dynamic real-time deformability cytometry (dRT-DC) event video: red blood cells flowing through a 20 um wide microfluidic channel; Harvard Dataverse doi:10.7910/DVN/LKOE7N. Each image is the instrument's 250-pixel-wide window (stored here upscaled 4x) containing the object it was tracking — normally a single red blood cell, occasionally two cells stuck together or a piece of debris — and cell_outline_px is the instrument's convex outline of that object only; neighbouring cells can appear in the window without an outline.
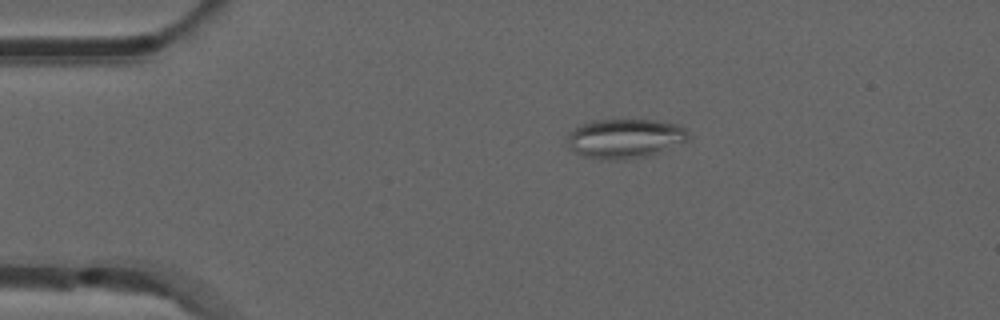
{"species": "common noctule bat (a hibernating species)", "species_latin": "Nyctalus noctula", "temperature_condition": "room temperature", "stored_images_in_passage": 43, "camera_frame_rate_fps": 3000, "um_per_image_px": 0.085, "animal": {"sex": "male", "forearm_length_mm": 52.5}, "frame": {"image": 1, "passage_image": 1, "time_ms": 0.0, "image_size_px": [1000, 320], "cell_outline_px": [[692, 136], [688, 140], [648, 156], [620, 160], [600, 160], [584, 156], [568, 148], [568, 132], [592, 120], [656, 120], [676, 124], [684, 128]], "centroid_in_image_um": [53.12, 11.78], "position_along_channel_um": 31.9, "area_um2": 27.8}}
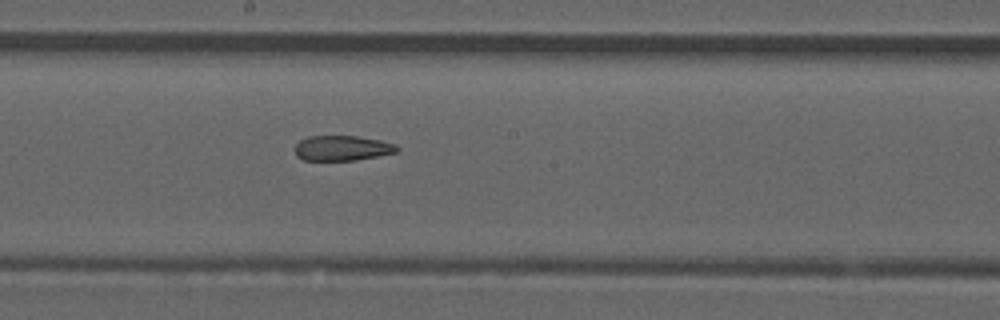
{"frame": {"image": 2, "passage_image": 19, "time_ms": 6.0, "image_size_px": [1000, 320], "cell_outline_px": [[400, 148], [396, 152], [356, 160], [304, 160], [296, 156], [292, 148], [300, 140], [308, 136], [356, 136], [380, 140], [396, 144]], "centroid_in_image_um": [29.04, 12.58], "position_along_channel_um": 219.2, "area_um2": 15.03}}
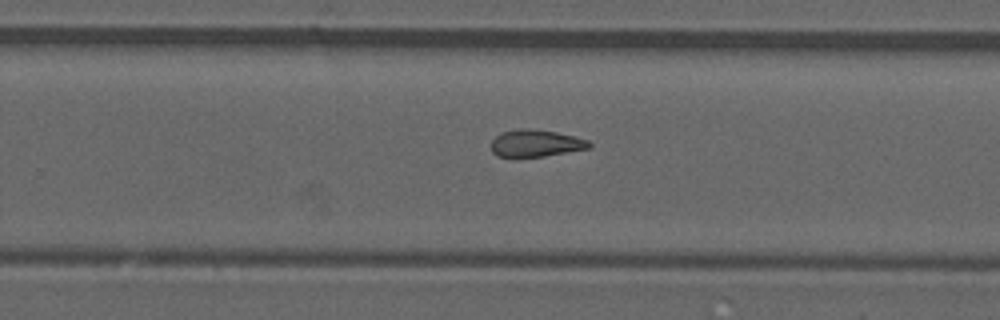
{"frame": {"image": 3, "passage_image": 24, "time_ms": 7.667, "image_size_px": [1000, 320], "cell_outline_px": [[592, 144], [588, 148], [544, 156], [496, 156], [492, 152], [492, 140], [496, 136], [504, 132], [520, 128], [528, 128], [556, 132], [588, 140]], "centroid_in_image_um": [45.53, 12.17], "position_along_channel_um": 284.3, "area_um2": 15.09}, "authors_computed_cell_mechanics": {"area_um2": 16.4152, "velocity_mm_per_s": 3.9272, "shape_relaxation_time_tau1_ms": null, "shape_relaxation_time_tau2_ms": 3.6237, "deformation_change_tau1": null, "deformation_change_tau2": 0.1182}}